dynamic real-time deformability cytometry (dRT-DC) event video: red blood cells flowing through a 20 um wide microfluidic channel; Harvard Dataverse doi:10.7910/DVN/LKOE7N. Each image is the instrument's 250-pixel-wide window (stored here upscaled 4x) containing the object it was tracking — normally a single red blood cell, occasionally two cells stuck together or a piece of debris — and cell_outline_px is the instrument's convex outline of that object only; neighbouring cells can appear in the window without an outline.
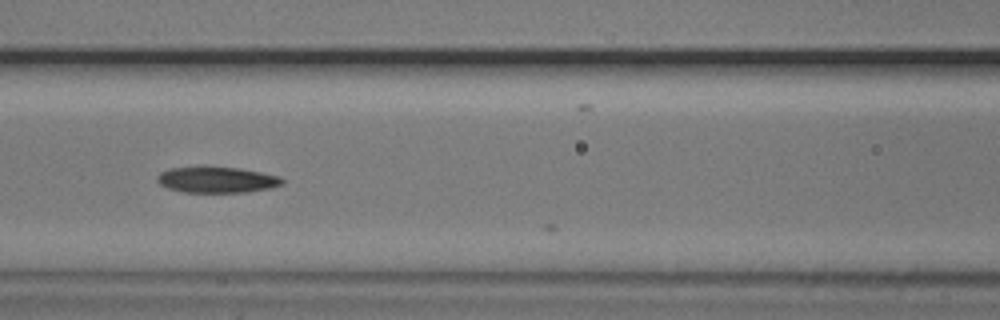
{"species": "common noctule bat (a hibernating species)", "species_latin": "Nyctalus noctula", "temperature_condition": "cold", "stored_images_in_passage": 10, "camera_frame_rate_fps": 3000, "um_per_image_px": 0.085, "animal": {"sex": "male", "body_mass_g": 20.5, "forearm_length_mm": 52.5}, "frame": {"image": 1, "passage_image": 7, "time_ms": 2.0, "image_size_px": [1000, 320], "cell_outline_px": [[284, 184], [272, 188], [248, 192], [184, 192], [168, 188], [160, 184], [156, 180], [156, 176], [160, 172], [168, 168], [204, 164], [240, 168], [280, 176], [284, 180]], "centroid_in_image_um": [18.41, 15.24], "position_along_channel_um": 148.2, "area_um2": 19.77}}